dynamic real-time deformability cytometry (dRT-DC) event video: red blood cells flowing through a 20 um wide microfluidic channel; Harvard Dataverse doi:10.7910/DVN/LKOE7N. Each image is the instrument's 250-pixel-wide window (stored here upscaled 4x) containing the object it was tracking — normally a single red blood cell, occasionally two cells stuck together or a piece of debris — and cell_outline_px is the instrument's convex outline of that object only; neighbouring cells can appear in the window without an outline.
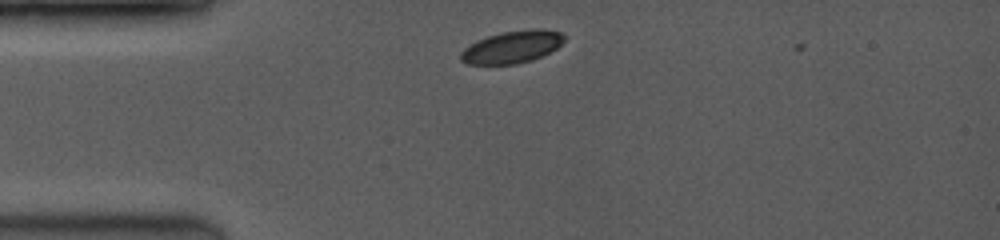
{"species": "common noctule bat (a hibernating species)", "species_latin": "Nyctalus noctula", "temperature_condition": "room temperature", "stored_images_in_passage": 3, "camera_frame_rate_fps": 3500, "um_per_image_px": 0.085, "animal": {"sex": "female", "body_mass_g": 19.0, "forearm_length_mm": 53.3}, "frame": {"image": 1, "passage_image": 2, "time_ms": 0.571, "image_size_px": [1000, 240], "cell_outline_px": [[564, 40], [556, 48], [532, 60], [516, 64], [468, 64], [460, 60], [460, 52], [464, 48], [476, 40], [500, 32], [532, 28], [540, 28], [560, 32], [564, 36]], "centroid_in_image_um": [43.49, 3.98], "position_along_channel_um": 41.5, "area_um2": 19.48}}